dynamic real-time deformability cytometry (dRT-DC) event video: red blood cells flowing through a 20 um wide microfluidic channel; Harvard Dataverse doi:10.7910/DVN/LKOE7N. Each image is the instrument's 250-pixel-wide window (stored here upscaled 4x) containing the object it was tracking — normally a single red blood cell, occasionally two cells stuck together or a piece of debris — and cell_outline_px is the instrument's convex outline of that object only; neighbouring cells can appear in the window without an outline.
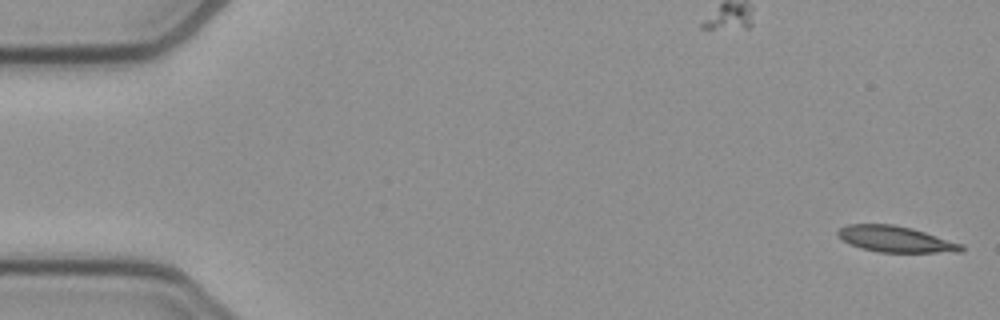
{"species": "common noctule bat (a hibernating species)", "species_latin": "Nyctalus noctula", "temperature_condition": "cold", "stored_images_in_passage": 52, "camera_frame_rate_fps": 3000, "um_per_image_px": 0.085, "animal": {"sex": "female", "body_mass_g": 21.9}, "frame": {"image": 1, "passage_image": 1, "time_ms": 0.0, "image_size_px": [1000, 320], "cell_outline_px": [[964, 248], [960, 252], [880, 252], [864, 248], [852, 244], [844, 240], [836, 232], [840, 228], [848, 224], [892, 224], [912, 228], [964, 244]], "centroid_in_image_um": [76.18, 20.32], "position_along_channel_um": 8.8, "area_um2": 18.5}}
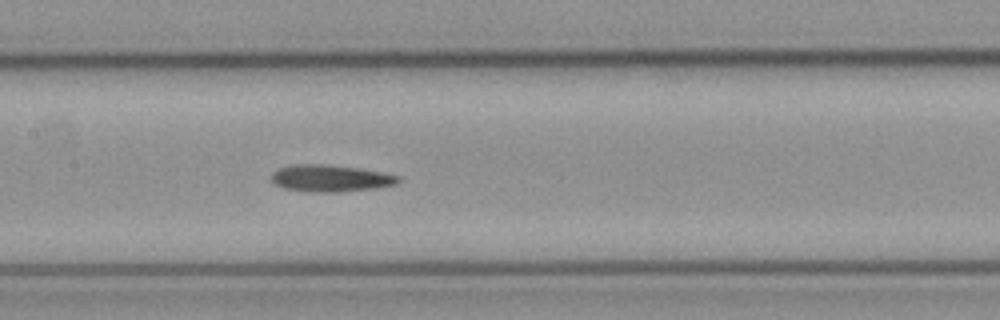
{"frame": {"image": 2, "passage_image": 25, "time_ms": 8.0, "image_size_px": [1000, 320], "cell_outline_px": [[400, 180], [396, 184], [376, 188], [336, 192], [308, 192], [284, 188], [276, 184], [272, 180], [272, 172], [280, 168], [292, 164], [324, 164], [360, 168], [400, 176]], "centroid_in_image_um": [28.09, 15.15], "position_along_channel_um": 179.3, "area_um2": 19.83}}
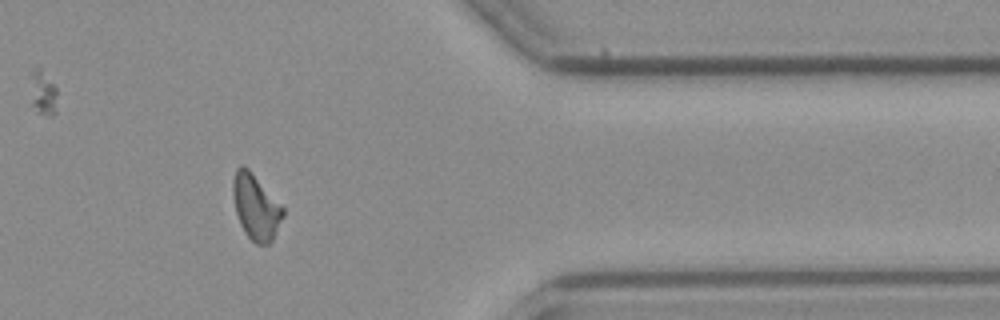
{"frame": {"image": 3, "passage_image": 43, "time_ms": 14.0, "image_size_px": [1000, 320], "cell_outline_px": [[284, 216], [272, 240], [268, 244], [256, 244], [244, 232], [240, 224], [236, 212], [232, 192], [232, 180], [236, 168], [240, 164], [244, 164], [248, 168], [284, 208]], "centroid_in_image_um": [21.73, 17.57], "position_along_channel_um": 389.7, "area_um2": 19.02}}